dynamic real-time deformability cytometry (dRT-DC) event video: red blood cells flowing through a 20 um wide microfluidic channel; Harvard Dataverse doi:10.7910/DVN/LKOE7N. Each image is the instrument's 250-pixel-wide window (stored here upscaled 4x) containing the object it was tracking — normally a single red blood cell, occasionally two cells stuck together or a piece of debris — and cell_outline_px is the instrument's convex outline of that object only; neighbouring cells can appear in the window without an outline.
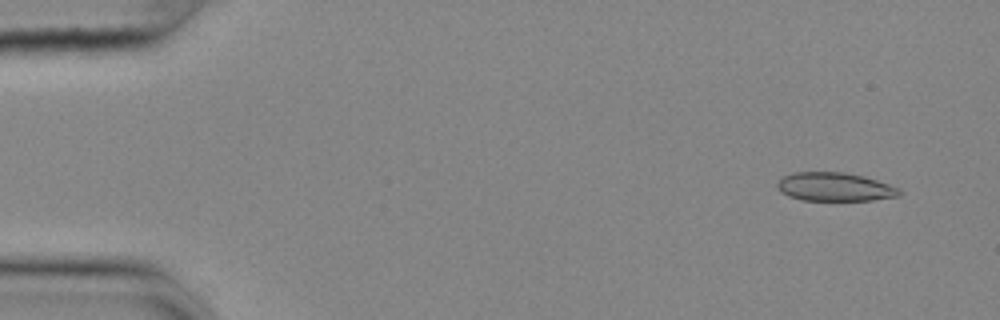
{"species": "common noctule bat (a hibernating species)", "species_latin": "Nyctalus noctula", "temperature_condition": "cold", "stored_images_in_passage": 55, "camera_frame_rate_fps": 3000, "um_per_image_px": 0.085, "animal": {"sex": "female", "body_mass_g": 25.1}, "frame": {"image": 1, "passage_image": 4, "time_ms": 1.0, "image_size_px": [1000, 320], "cell_outline_px": [[900, 196], [872, 200], [800, 200], [788, 196], [780, 192], [776, 188], [776, 184], [784, 176], [792, 172], [844, 172], [864, 176], [888, 184], [896, 188], [900, 192]], "centroid_in_image_um": [70.89, 15.88], "position_along_channel_um": 14.1, "area_um2": 20.29}}
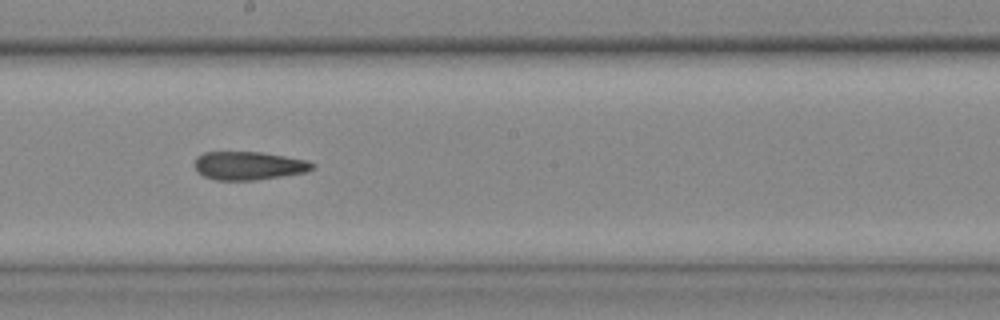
{"frame": {"image": 2, "passage_image": 31, "time_ms": 10.0, "image_size_px": [1000, 320], "cell_outline_px": [[316, 168], [308, 172], [256, 180], [216, 180], [204, 176], [196, 172], [196, 156], [204, 152], [260, 152], [308, 160], [316, 164]], "centroid_in_image_um": [21.18, 14.08], "position_along_channel_um": 227.0, "area_um2": 19.59}}
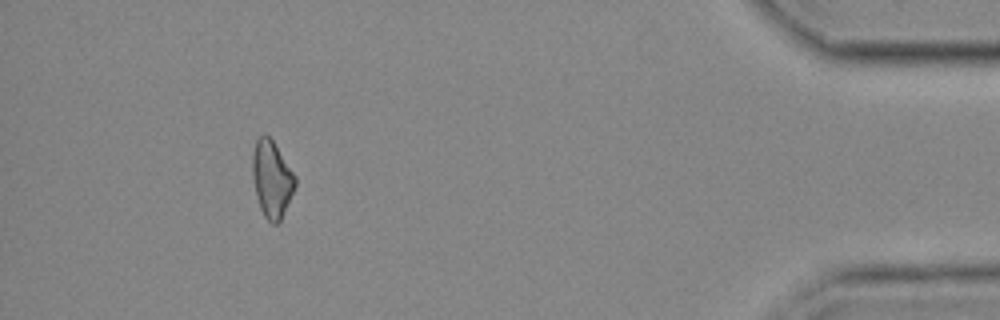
{"frame": {"image": 3, "passage_image": 51, "time_ms": 16.667, "image_size_px": [1000, 320], "cell_outline_px": [[296, 184], [280, 220], [276, 224], [272, 224], [264, 216], [260, 208], [256, 196], [252, 176], [252, 152], [256, 140], [264, 132], [272, 140], [296, 176]], "centroid_in_image_um": [23.08, 15.2], "position_along_channel_um": 412.1, "area_um2": 18.96}}